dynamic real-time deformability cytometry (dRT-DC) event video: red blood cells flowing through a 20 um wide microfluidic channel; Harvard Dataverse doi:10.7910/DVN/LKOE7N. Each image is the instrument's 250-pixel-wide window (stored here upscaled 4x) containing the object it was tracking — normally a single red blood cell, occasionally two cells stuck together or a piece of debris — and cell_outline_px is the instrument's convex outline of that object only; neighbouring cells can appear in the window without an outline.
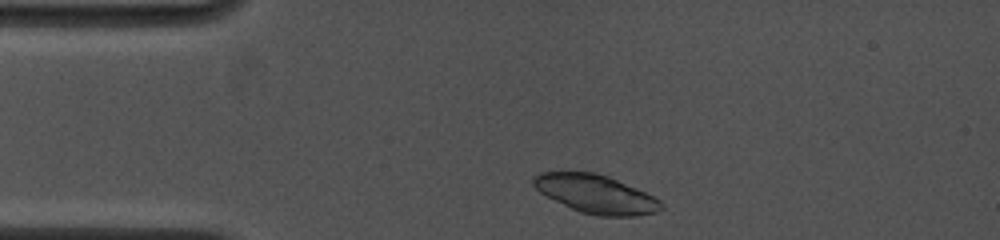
{"species": "common noctule bat (a hibernating species)", "species_latin": "Nyctalus noctula", "temperature_condition": "cold", "stored_images_in_passage": 11, "camera_frame_rate_fps": 4500, "um_per_image_px": 0.085, "animal": {"sex": "female", "body_mass_g": 19.0, "forearm_length_mm": 53.3}, "frame": {"image": 1, "passage_image": 4, "time_ms": 0.444, "image_size_px": [1000, 240], "cell_outline_px": [[664, 208], [656, 212], [636, 216], [596, 216], [580, 212], [540, 192], [532, 184], [532, 176], [540, 172], [596, 172], [608, 176], [636, 188], [660, 200], [664, 204]], "centroid_in_image_um": [50.66, 16.49], "position_along_channel_um": 34.3, "area_um2": 28.44}}